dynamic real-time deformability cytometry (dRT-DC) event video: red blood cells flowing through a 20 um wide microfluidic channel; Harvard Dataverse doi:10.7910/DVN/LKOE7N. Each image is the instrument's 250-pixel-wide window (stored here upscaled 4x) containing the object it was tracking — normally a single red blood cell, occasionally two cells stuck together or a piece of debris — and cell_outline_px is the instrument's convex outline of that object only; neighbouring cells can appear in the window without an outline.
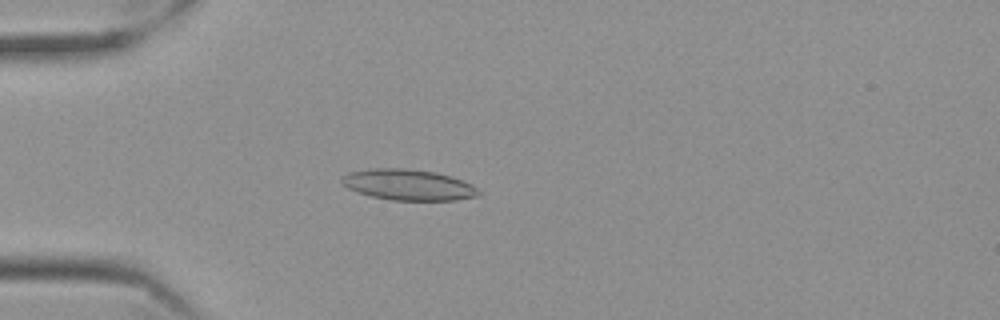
{"species": "Egyptian fruit bat (a non-hibernating species)", "species_latin": "Rousettus aegyptiacus", "temperature_condition": "cold", "stored_images_in_passage": 57, "camera_frame_rate_fps": 3000, "um_per_image_px": 0.085, "frame": {"image": 1, "passage_image": 16, "time_ms": 5.0, "image_size_px": [1000, 320], "cell_outline_px": [[480, 196], [456, 200], [392, 200], [372, 196], [356, 192], [348, 188], [340, 180], [348, 172], [368, 168], [404, 168], [436, 172], [452, 176], [472, 184], [480, 192]], "centroid_in_image_um": [34.72, 15.7], "position_along_channel_um": 50.3, "area_um2": 24.74}}
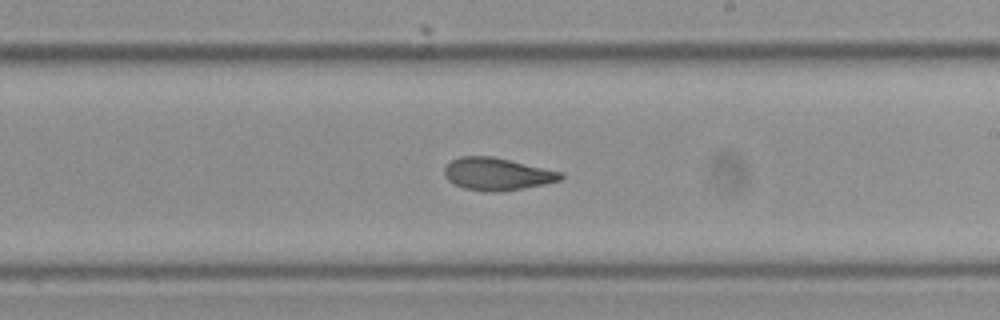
{"frame": {"image": 2, "passage_image": 34, "time_ms": 11.0, "image_size_px": [1000, 320], "cell_outline_px": [[564, 176], [560, 180], [544, 184], [524, 188], [496, 192], [492, 192], [464, 188], [448, 180], [444, 176], [444, 168], [452, 160], [460, 156], [492, 156], [564, 172]], "centroid_in_image_um": [42.27, 14.78], "position_along_channel_um": 246.7, "area_um2": 21.91}}
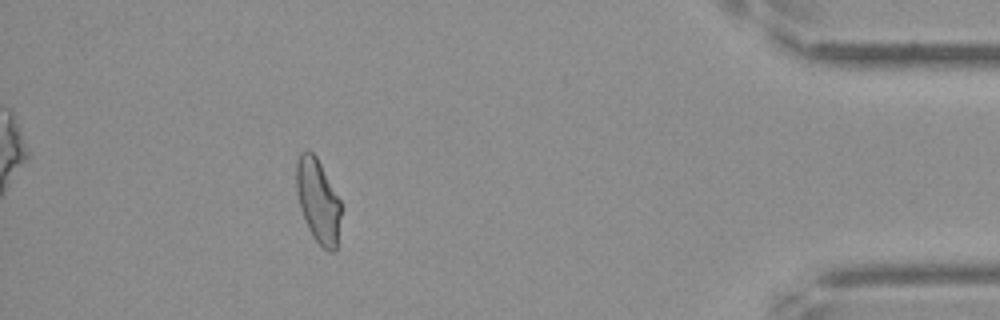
{"frame": {"image": 3, "passage_image": 52, "time_ms": 17.0, "image_size_px": [1000, 320], "cell_outline_px": [[340, 216], [336, 252], [328, 252], [316, 240], [308, 228], [300, 208], [296, 188], [296, 164], [300, 152], [304, 148], [308, 148], [316, 156], [340, 200]], "centroid_in_image_um": [27.01, 17.04], "position_along_channel_um": 408.2, "area_um2": 21.68}, "authors_computed_cell_mechanics": {"area_um2": 22.6576, "velocity_mm_per_s": 3.5025, "shape_relaxation_time_tau1_ms": 5.8354, "shape_relaxation_time_tau2_ms": 2.9789, "deformation_change_tau1": 0.1547, "deformation_change_tau2": 0.0814}}